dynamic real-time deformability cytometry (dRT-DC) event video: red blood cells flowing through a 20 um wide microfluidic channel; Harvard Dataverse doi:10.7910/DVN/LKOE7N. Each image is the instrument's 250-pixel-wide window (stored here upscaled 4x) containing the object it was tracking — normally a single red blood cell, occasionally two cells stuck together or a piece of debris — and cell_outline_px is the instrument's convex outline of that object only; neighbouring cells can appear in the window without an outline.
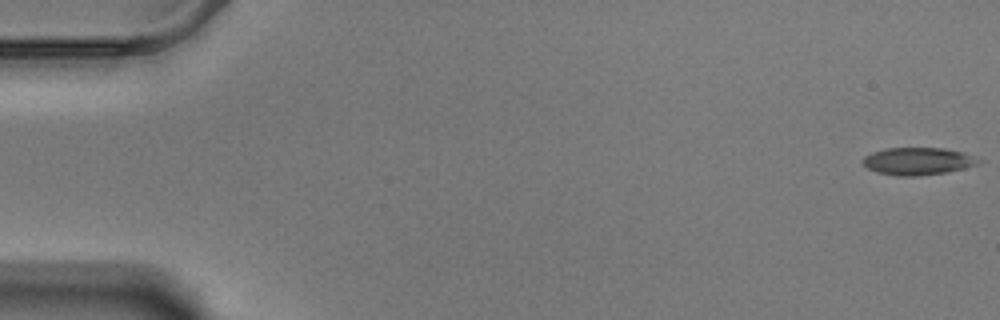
{"species": "Egyptian fruit bat (a non-hibernating species)", "species_latin": "Rousettus aegyptiacus", "temperature_condition": "warm", "stored_images_in_passage": 59, "camera_frame_rate_fps": 3000, "um_per_image_px": 0.085, "animal": {"sex": "male"}, "frame": {"image": 1, "passage_image": 1, "time_ms": 0.0, "image_size_px": [1000, 320], "cell_outline_px": [[984, 160], [976, 164], [948, 172], [916, 176], [896, 176], [876, 172], [868, 168], [860, 160], [864, 156], [872, 152], [888, 148], [944, 148], [964, 152]], "centroid_in_image_um": [78.01, 13.7], "position_along_channel_um": 7.0, "area_um2": 18.55}}
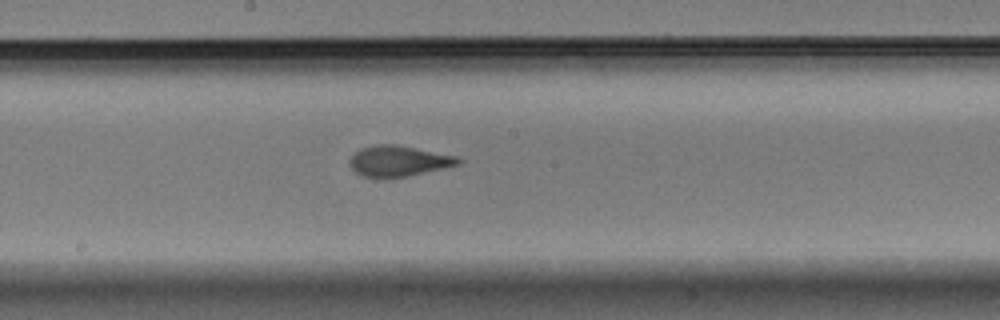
{"frame": {"image": 2, "passage_image": 32, "time_ms": 10.333, "image_size_px": [1000, 320], "cell_outline_px": [[464, 160], [460, 164], [408, 176], [364, 176], [356, 172], [348, 164], [348, 160], [360, 148], [376, 144], [396, 144], [456, 156]], "centroid_in_image_um": [33.88, 13.66], "position_along_channel_um": 214.3, "area_um2": 19.07}}
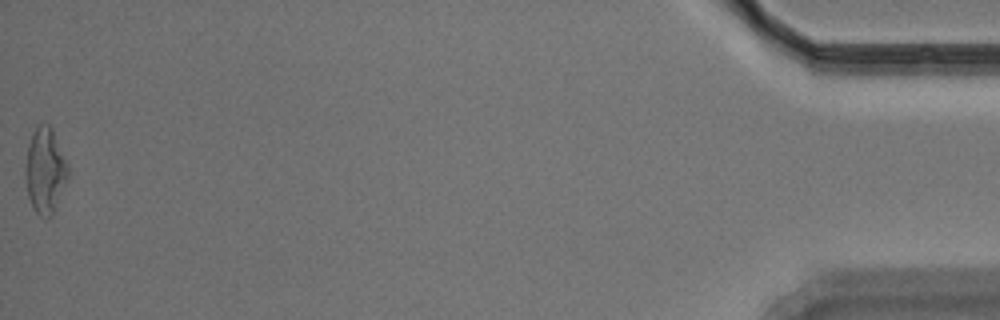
{"frame": {"image": 3, "passage_image": 59, "time_ms": 19.333, "image_size_px": [1000, 320], "cell_outline_px": [[68, 176], [52, 216], [40, 216], [32, 208], [28, 196], [24, 176], [24, 168], [28, 144], [32, 132], [36, 124], [48, 124], [52, 128], [68, 164]], "centroid_in_image_um": [3.8, 14.47], "position_along_channel_um": 431.4, "area_um2": 21.39}, "authors_computed_cell_mechanics": {"area_um2": 19.1896, "velocity_mm_per_s": 3.4746, "shape_relaxation_time_tau1_ms": 4.7812, "shape_relaxation_time_tau2_ms": 1.6255, "deformation_change_tau1": 0.2025, "deformation_change_tau2": 0.0775}}